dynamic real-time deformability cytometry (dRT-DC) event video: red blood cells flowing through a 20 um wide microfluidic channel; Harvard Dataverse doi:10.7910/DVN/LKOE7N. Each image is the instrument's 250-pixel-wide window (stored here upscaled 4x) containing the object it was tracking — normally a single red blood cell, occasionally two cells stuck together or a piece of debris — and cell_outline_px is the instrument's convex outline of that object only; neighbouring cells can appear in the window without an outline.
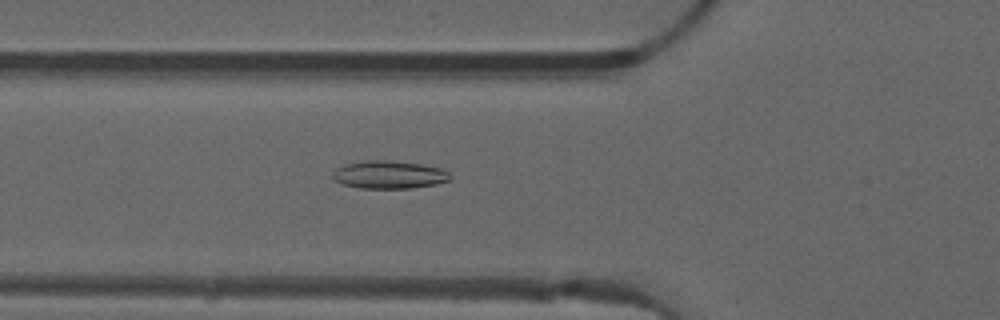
{"species": "common noctule bat (a hibernating species)", "species_latin": "Nyctalus noctula", "temperature_condition": "warm", "stored_images_in_passage": 50, "camera_frame_rate_fps": 3000, "um_per_image_px": 0.085, "animal": {"sex": "male", "forearm_length_mm": 52.5}, "frame": {"image": 1, "passage_image": 18, "time_ms": 5.667, "image_size_px": [1000, 320], "cell_outline_px": [[452, 176], [448, 180], [436, 184], [412, 188], [360, 188], [344, 184], [332, 180], [332, 172], [336, 168], [344, 164], [368, 160], [388, 160], [420, 164], [444, 168]], "centroid_in_image_um": [33.06, 14.84], "position_along_channel_um": 92.7, "area_um2": 19.19}}
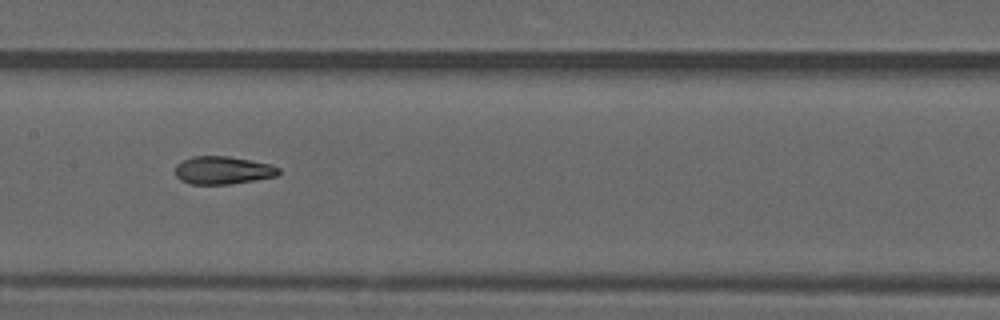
{"frame": {"image": 2, "passage_image": 25, "time_ms": 8.0, "image_size_px": [1000, 320], "cell_outline_px": [[280, 172], [276, 176], [256, 180], [232, 184], [192, 184], [180, 180], [176, 176], [176, 164], [192, 156], [228, 156], [268, 164], [280, 168]], "centroid_in_image_um": [18.93, 14.48], "position_along_channel_um": 188.5, "area_um2": 16.7}}
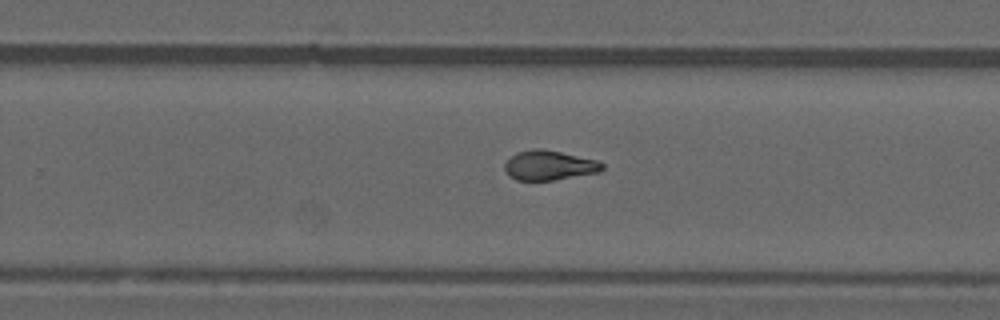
{"frame": {"image": 3, "passage_image": 32, "time_ms": 10.333, "image_size_px": [1000, 320], "cell_outline_px": [[604, 168], [600, 172], [552, 180], [516, 180], [508, 176], [504, 168], [504, 164], [516, 152], [532, 148], [544, 148], [596, 160], [604, 164]], "centroid_in_image_um": [46.66, 14.04], "position_along_channel_um": 283.1, "area_um2": 16.94}, "authors_computed_cell_mechanics": {"area_um2": 17.2244, "velocity_mm_per_s": 4.0825, "shape_relaxation_time_tau1_ms": null, "shape_relaxation_time_tau2_ms": 2.7604, "deformation_change_tau1": null, "deformation_change_tau2": 0.0982}}